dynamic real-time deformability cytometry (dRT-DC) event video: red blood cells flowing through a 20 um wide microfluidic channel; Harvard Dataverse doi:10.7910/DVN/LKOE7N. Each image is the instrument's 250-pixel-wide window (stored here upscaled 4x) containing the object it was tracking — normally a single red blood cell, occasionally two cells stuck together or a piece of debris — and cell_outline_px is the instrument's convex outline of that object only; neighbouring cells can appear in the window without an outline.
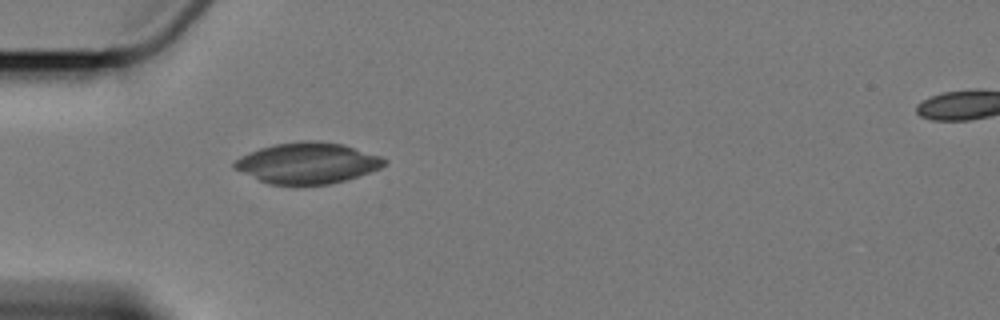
{"species": "Egyptian fruit bat (a non-hibernating species)", "species_latin": "Rousettus aegyptiacus", "temperature_condition": "cold", "stored_images_in_passage": 6, "segment_of_instrument_passage": [1, 2], "camera_frame_rate_fps": 3000, "um_per_image_px": 0.085, "animal": {"sex": "female"}, "frame": {"image": 1, "passage_image": 5, "time_ms": 4.667, "image_size_px": [1000, 320], "cell_outline_px": [[388, 164], [380, 168], [344, 180], [328, 184], [268, 184], [232, 168], [232, 164], [240, 156], [248, 152], [260, 148], [276, 144], [300, 140], [316, 140], [344, 144], [380, 156], [388, 160]], "centroid_in_image_um": [26.12, 13.84], "position_along_channel_um": 58.9, "area_um2": 35.72}}